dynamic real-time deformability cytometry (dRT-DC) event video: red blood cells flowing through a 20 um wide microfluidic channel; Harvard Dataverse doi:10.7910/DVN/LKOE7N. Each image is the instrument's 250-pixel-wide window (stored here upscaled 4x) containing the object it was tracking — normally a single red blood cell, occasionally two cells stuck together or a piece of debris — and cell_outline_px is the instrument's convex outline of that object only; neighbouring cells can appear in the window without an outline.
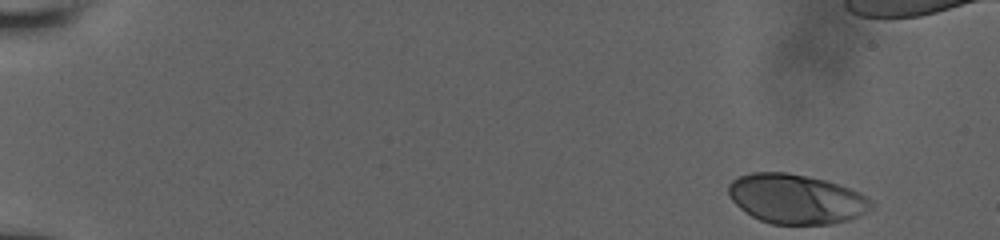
{"species": "human", "species_latin": "Homo sapiens", "temperature_condition": "room temperature", "stored_images_in_passage": 52, "camera_frame_rate_fps": 3000, "um_per_image_px": 0.085, "donor": {"sex": "male"}, "frame": {"image": 1, "passage_image": 1, "time_ms": 0.0, "image_size_px": [1000, 240], "cell_outline_px": [[872, 204], [864, 212], [848, 220], [832, 224], [772, 224], [760, 220], [752, 216], [740, 208], [728, 196], [728, 184], [732, 180], [740, 176], [752, 172], [788, 172], [828, 180], [860, 192]], "centroid_in_image_um": [67.62, 16.89], "position_along_channel_um": 17.4, "area_um2": 41.1}}
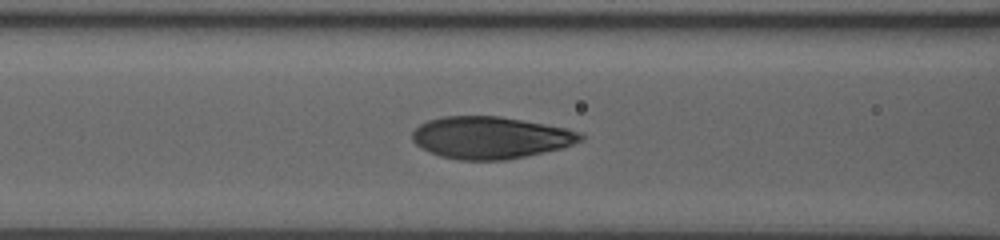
{"frame": {"image": 2, "passage_image": 32, "time_ms": 6.667, "image_size_px": [1000, 240], "cell_outline_px": [[584, 136], [580, 140], [572, 144], [560, 148], [508, 160], [460, 160], [440, 156], [428, 152], [420, 148], [412, 140], [412, 132], [420, 124], [428, 120], [444, 116], [500, 116], [568, 128], [580, 132]], "centroid_in_image_um": [41.65, 11.69], "position_along_channel_um": 124.9, "area_um2": 41.27}}
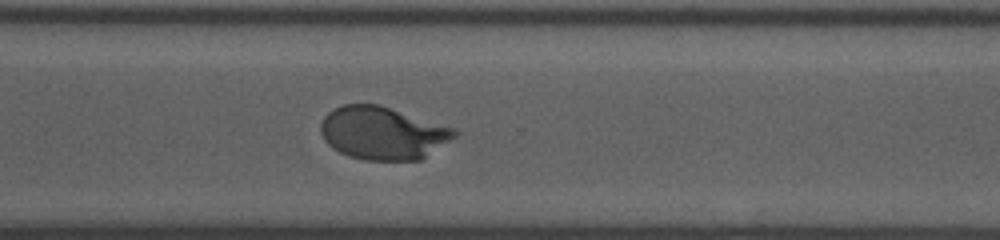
{"frame": {"image": 3, "passage_image": 51, "time_ms": 12.0, "image_size_px": [1000, 240], "cell_outline_px": [[460, 132], [456, 136], [420, 160], [364, 160], [348, 156], [332, 148], [324, 140], [320, 132], [320, 124], [324, 116], [328, 112], [344, 104], [380, 104], [456, 128]], "centroid_in_image_um": [32.53, 11.3], "position_along_channel_um": 338.1, "area_um2": 41.44}}